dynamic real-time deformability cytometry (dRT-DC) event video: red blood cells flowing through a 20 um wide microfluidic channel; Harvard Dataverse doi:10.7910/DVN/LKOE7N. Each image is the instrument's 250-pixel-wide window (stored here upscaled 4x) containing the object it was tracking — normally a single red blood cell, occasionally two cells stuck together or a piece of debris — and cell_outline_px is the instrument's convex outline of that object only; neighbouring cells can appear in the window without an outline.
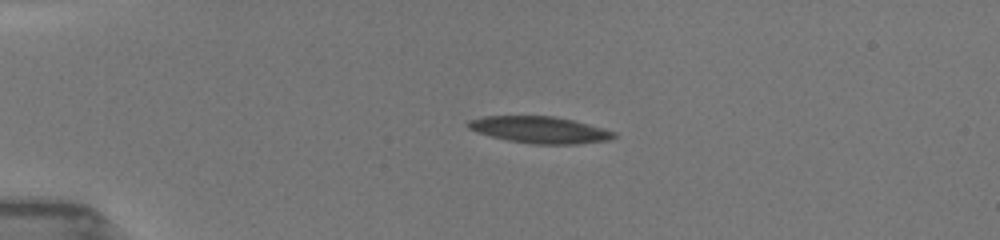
{"species": "common noctule bat (a hibernating species)", "species_latin": "Nyctalus noctula", "temperature_condition": "room temperature", "stored_images_in_passage": 22, "camera_frame_rate_fps": 3000, "um_per_image_px": 0.085, "animal": {"sex": "female", "body_mass_g": 19.5, "forearm_length_mm": 54.1}, "frame": {"image": 1, "passage_image": 1, "time_ms": 0.0, "image_size_px": [1000, 240], "cell_outline_px": [[616, 136], [608, 140], [576, 144], [532, 144], [508, 140], [492, 136], [468, 128], [468, 124], [472, 120], [488, 116], [548, 116], [572, 120], [616, 132]], "centroid_in_image_um": [45.92, 11.04], "position_along_channel_um": 39.1, "area_um2": 22.08}}
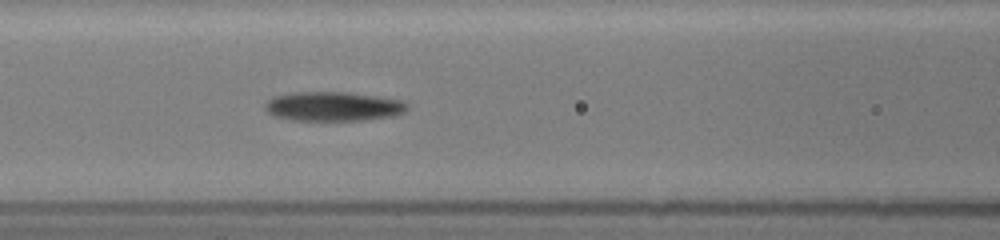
{"frame": {"image": 2, "passage_image": 13, "time_ms": 3.667, "image_size_px": [1000, 240], "cell_outline_px": [[408, 108], [404, 112], [392, 116], [364, 120], [292, 120], [276, 116], [268, 112], [264, 108], [264, 104], [272, 96], [296, 92], [344, 92], [400, 100]], "centroid_in_image_um": [28.25, 9.05], "position_along_channel_um": 138.3, "area_um2": 23.93}}
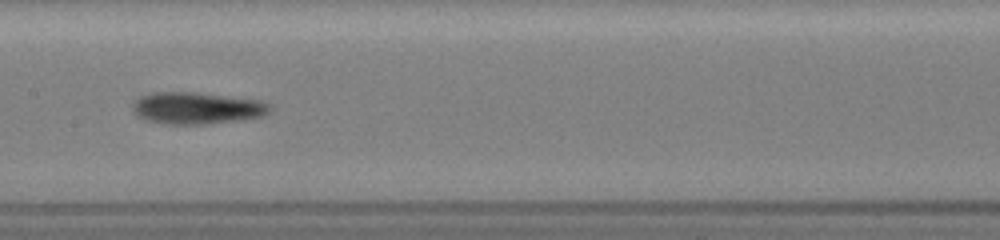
{"frame": {"image": 3, "passage_image": 21, "time_ms": 5.0, "image_size_px": [1000, 240], "cell_outline_px": [[272, 104], [268, 112], [260, 116], [236, 120], [204, 124], [168, 124], [148, 120], [140, 116], [136, 112], [136, 100], [140, 96], [152, 92], [196, 92], [260, 100]], "centroid_in_image_um": [16.78, 9.17], "position_along_channel_um": 190.6, "area_um2": 24.91}}